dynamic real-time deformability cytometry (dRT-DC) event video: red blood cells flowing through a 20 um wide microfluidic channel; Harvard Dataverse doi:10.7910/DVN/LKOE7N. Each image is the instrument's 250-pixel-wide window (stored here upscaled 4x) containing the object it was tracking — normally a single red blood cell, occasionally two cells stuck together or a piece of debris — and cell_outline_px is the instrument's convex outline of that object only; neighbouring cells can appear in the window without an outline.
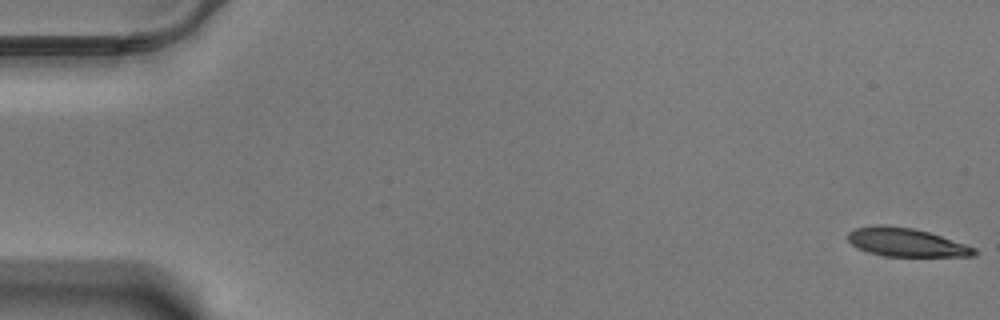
{"species": "Egyptian fruit bat (a non-hibernating species)", "species_latin": "Rousettus aegyptiacus", "temperature_condition": "warm", "stored_images_in_passage": 59, "camera_frame_rate_fps": 3000, "um_per_image_px": 0.085, "animal": {"sex": "male"}, "frame": {"image": 1, "passage_image": 1, "time_ms": 0.0, "image_size_px": [1000, 320], "cell_outline_px": [[976, 256], [880, 256], [868, 252], [852, 244], [848, 240], [848, 232], [856, 228], [912, 228], [928, 232], [976, 248]], "centroid_in_image_um": [77.08, 20.66], "position_along_channel_um": 7.9, "area_um2": 19.88}}
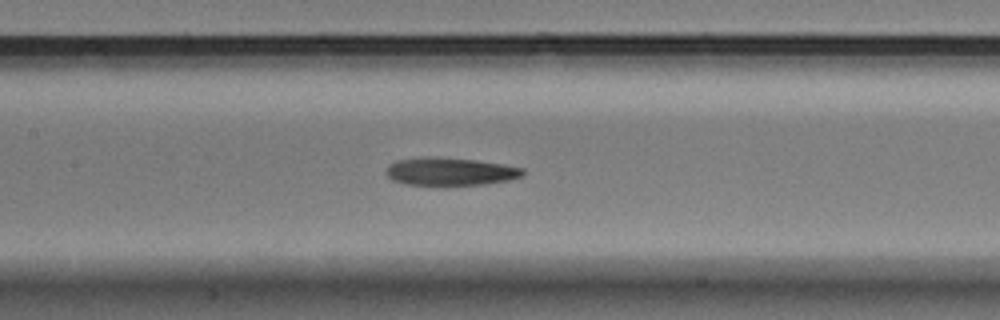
{"frame": {"image": 2, "passage_image": 28, "time_ms": 9.0, "image_size_px": [1000, 320], "cell_outline_px": [[524, 176], [508, 180], [484, 184], [444, 188], [404, 184], [392, 180], [384, 172], [384, 168], [388, 164], [396, 160], [424, 156], [436, 156], [476, 160], [504, 164], [524, 168]], "centroid_in_image_um": [38.2, 14.61], "position_along_channel_um": 169.2, "area_um2": 23.52}}
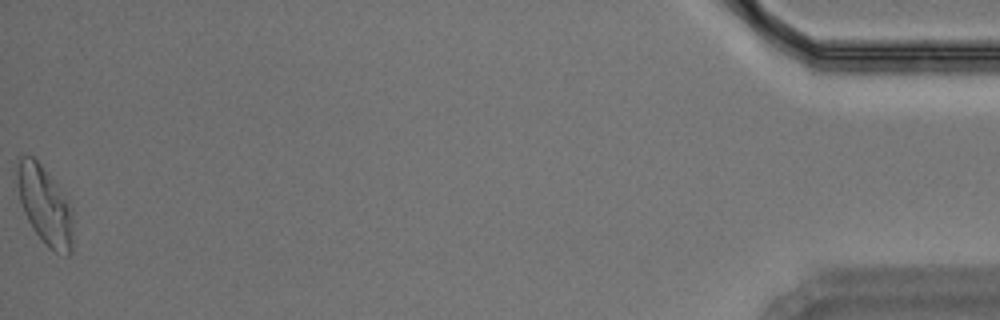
{"frame": {"image": 3, "passage_image": 59, "time_ms": 19.333, "image_size_px": [1000, 320], "cell_outline_px": [[72, 252], [68, 256], [56, 252], [48, 248], [44, 244], [32, 228], [24, 212], [20, 200], [16, 176], [16, 156], [32, 156], [40, 164], [56, 184], [68, 200], [72, 208]], "centroid_in_image_um": [3.8, 17.47], "position_along_channel_um": 431.4, "area_um2": 25.55}, "authors_computed_cell_mechanics": {"area_um2": 22.4842, "velocity_mm_per_s": 3.4641, "shape_relaxation_time_tau1_ms": 7.1641, "shape_relaxation_time_tau2_ms": 2.5759, "deformation_change_tau1": 0.239, "deformation_change_tau2": 0.1106}}